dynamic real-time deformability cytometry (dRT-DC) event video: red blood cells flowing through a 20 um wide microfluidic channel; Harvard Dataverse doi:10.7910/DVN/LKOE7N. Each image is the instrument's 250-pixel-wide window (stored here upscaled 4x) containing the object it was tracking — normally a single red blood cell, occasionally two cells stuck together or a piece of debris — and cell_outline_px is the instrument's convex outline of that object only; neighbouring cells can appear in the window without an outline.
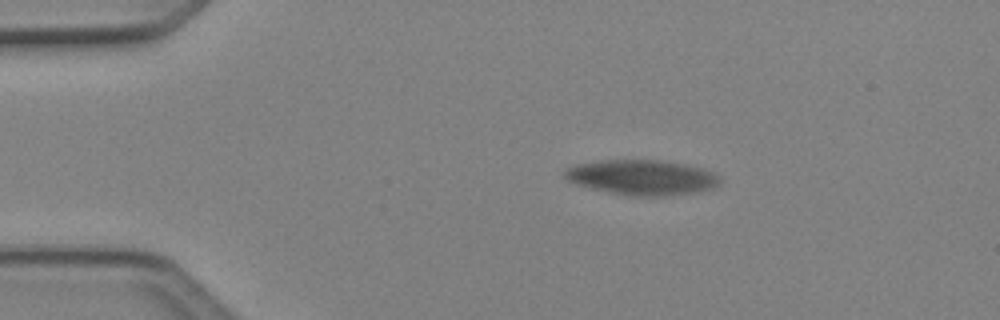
{"species": "Egyptian fruit bat (a non-hibernating species)", "species_latin": "Rousettus aegyptiacus", "temperature_condition": "cold", "stored_images_in_passage": 4, "camera_frame_rate_fps": 3000, "um_per_image_px": 0.085, "animal": {"sex": "female"}, "frame": {"image": 1, "passage_image": 2, "time_ms": 0.333, "image_size_px": [1000, 320], "cell_outline_px": [[720, 180], [712, 188], [696, 192], [664, 196], [632, 196], [608, 192], [576, 184], [568, 180], [564, 176], [564, 172], [568, 168], [576, 164], [604, 160], [660, 160], [684, 164], [700, 168], [712, 172], [720, 176]], "centroid_in_image_um": [54.55, 15.08], "position_along_channel_um": 30.4, "area_um2": 31.44}}